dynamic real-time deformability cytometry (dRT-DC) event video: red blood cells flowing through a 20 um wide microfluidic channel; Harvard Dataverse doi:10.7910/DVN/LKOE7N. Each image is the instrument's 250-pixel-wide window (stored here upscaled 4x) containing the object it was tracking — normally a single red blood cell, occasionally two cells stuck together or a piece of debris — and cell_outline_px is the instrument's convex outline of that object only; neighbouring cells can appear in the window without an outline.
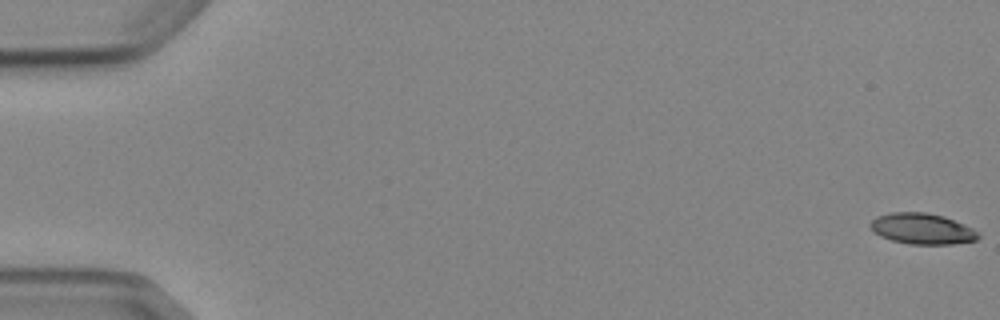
{"species": "Egyptian fruit bat (a non-hibernating species)", "species_latin": "Rousettus aegyptiacus", "temperature_condition": "cold", "stored_images_in_passage": 6, "camera_frame_rate_fps": 3000, "um_per_image_px": 0.085, "animal": {"sex": "female"}, "frame": {"image": 1, "passage_image": 1, "time_ms": 0.0, "image_size_px": [1000, 320], "cell_outline_px": [[980, 236], [976, 240], [952, 244], [908, 244], [892, 240], [880, 236], [868, 224], [876, 216], [892, 212], [928, 212], [944, 216], [964, 224], [980, 232]], "centroid_in_image_um": [78.4, 19.43], "position_along_channel_um": 6.6, "area_um2": 19.48}}
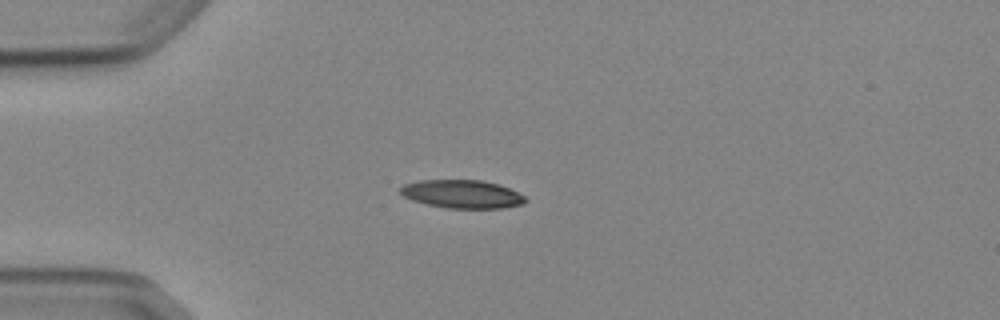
{"frame": {"image": 2, "passage_image": 5, "time_ms": 4.667, "image_size_px": [1000, 320], "cell_outline_px": [[528, 200], [524, 204], [504, 208], [448, 208], [428, 204], [412, 200], [404, 196], [400, 192], [400, 188], [404, 184], [420, 180], [480, 180], [496, 184], [508, 188], [524, 196]], "centroid_in_image_um": [39.28, 16.5], "position_along_channel_um": 45.7, "area_um2": 20.4}}